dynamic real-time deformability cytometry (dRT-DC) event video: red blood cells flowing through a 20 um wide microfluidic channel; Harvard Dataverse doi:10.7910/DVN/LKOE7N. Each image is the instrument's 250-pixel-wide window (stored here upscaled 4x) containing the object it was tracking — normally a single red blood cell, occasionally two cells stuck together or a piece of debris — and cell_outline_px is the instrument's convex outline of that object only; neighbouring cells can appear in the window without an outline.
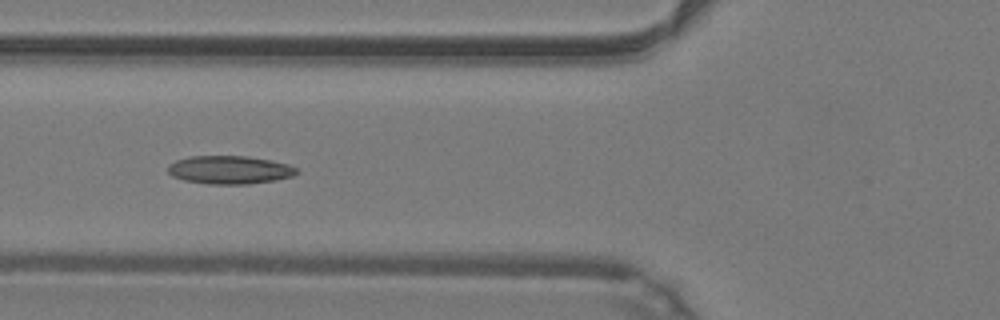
{"species": "common noctule bat (a hibernating species)", "species_latin": "Nyctalus noctula", "temperature_condition": "warm", "stored_images_in_passage": 38, "camera_frame_rate_fps": 3000, "um_per_image_px": 0.085, "animal": {"sex": "male", "body_mass_g": 19.2, "forearm_length_mm": 51.8}, "frame": {"image": 1, "passage_image": 8, "time_ms": 2.333, "image_size_px": [1000, 320], "cell_outline_px": [[300, 172], [292, 176], [276, 180], [248, 184], [208, 184], [184, 180], [172, 176], [168, 172], [168, 164], [176, 160], [188, 156], [248, 156], [272, 160], [288, 164], [300, 168]], "centroid_in_image_um": [19.55, 14.43], "position_along_channel_um": 106.3, "area_um2": 21.44}}
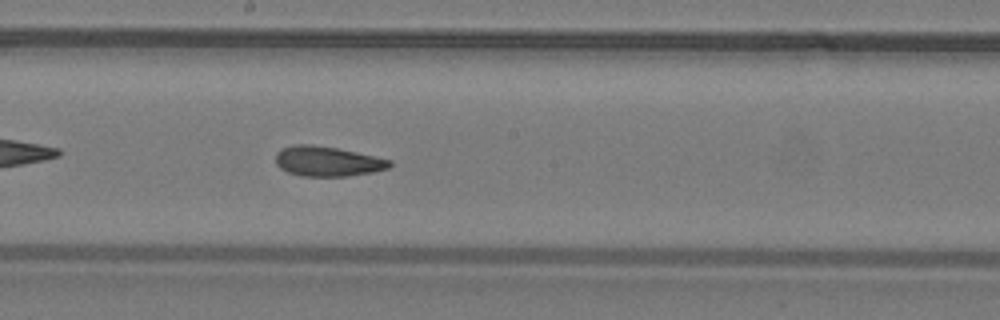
{"frame": {"image": 2, "passage_image": 16, "time_ms": 5.0, "image_size_px": [1000, 320], "cell_outline_px": [[392, 164], [388, 168], [372, 172], [348, 176], [300, 176], [288, 172], [280, 168], [276, 164], [276, 152], [280, 148], [296, 144], [312, 144], [336, 148], [356, 152], [392, 160]], "centroid_in_image_um": [27.8, 13.71], "position_along_channel_um": 220.4, "area_um2": 19.94}}
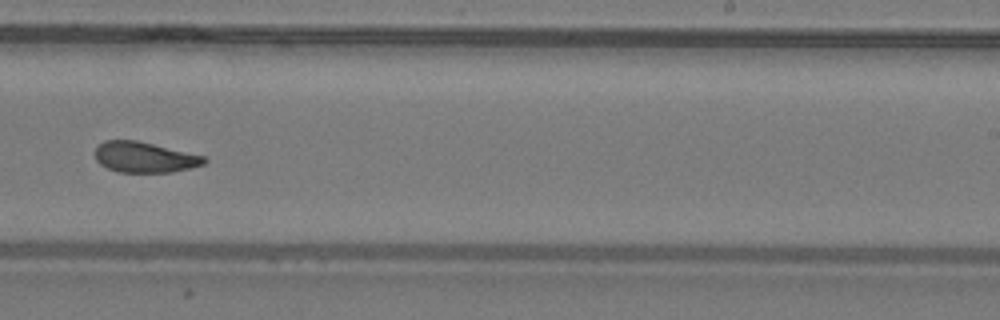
{"frame": {"image": 3, "passage_image": 20, "time_ms": 6.333, "image_size_px": [1000, 320], "cell_outline_px": [[208, 160], [204, 164], [192, 168], [172, 172], [116, 172], [100, 164], [96, 160], [96, 148], [104, 140], [136, 140], [204, 156]], "centroid_in_image_um": [12.29, 13.37], "position_along_channel_um": 276.7, "area_um2": 19.36}, "authors_computed_cell_mechanics": {"area_um2": 20.3456, "velocity_mm_per_s": 4.2558, "shape_relaxation_time_tau1_ms": 8.6962, "shape_relaxation_time_tau2_ms": 2.7368, "deformation_change_tau1": 0.215, "deformation_change_tau2": 0.099}}